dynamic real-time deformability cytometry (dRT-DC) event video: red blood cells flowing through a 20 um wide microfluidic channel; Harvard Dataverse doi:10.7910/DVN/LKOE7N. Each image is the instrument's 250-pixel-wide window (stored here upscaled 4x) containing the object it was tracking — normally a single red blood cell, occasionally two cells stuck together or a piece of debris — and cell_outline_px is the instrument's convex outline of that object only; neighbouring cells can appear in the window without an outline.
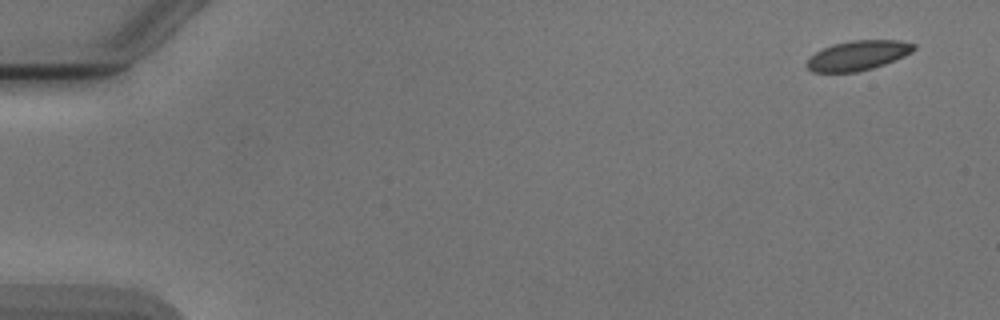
{"species": "Egyptian fruit bat (a non-hibernating species)", "species_latin": "Rousettus aegyptiacus", "temperature_condition": "cold", "stored_images_in_passage": 5, "camera_frame_rate_fps": 3000, "um_per_image_px": 0.085, "animal": {"sex": "male"}, "frame": {"image": 1, "passage_image": 1, "time_ms": 0.0, "image_size_px": [1000, 320], "cell_outline_px": [[916, 48], [912, 52], [904, 56], [884, 64], [872, 68], [856, 72], [812, 72], [804, 64], [816, 52], [832, 44], [852, 40], [900, 40], [916, 44]], "centroid_in_image_um": [72.93, 4.71], "position_along_channel_um": 12.1, "area_um2": 18.5}}